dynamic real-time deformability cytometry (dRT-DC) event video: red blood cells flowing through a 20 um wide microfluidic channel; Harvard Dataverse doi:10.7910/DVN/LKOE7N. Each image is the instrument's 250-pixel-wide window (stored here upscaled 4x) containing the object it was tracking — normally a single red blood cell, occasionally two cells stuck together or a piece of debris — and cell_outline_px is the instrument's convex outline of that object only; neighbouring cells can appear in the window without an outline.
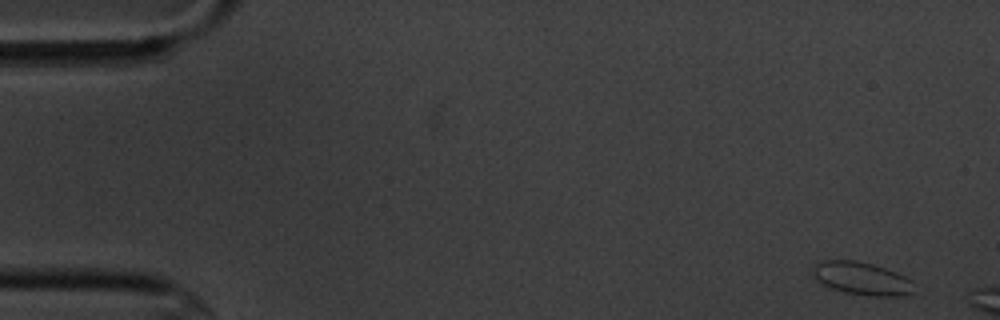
{"species": "common noctule bat (a hibernating species)", "species_latin": "Nyctalus noctula", "temperature_condition": "cold", "stored_images_in_passage": 5, "segment_of_instrument_passage": [2, 2], "camera_frame_rate_fps": 3000, "um_per_image_px": 0.085, "animal": {"sex": "male", "body_mass_g": 20.1, "forearm_length_mm": 53.5}, "frame": {"image": 1, "passage_image": 5, "time_ms": 4.667, "image_size_px": [1000, 320], "cell_outline_px": [[912, 292], [904, 296], [872, 296], [844, 292], [820, 284], [812, 276], [812, 264], [824, 260], [856, 260], [872, 264], [896, 272], [912, 280]], "centroid_in_image_um": [73.18, 23.66], "position_along_channel_um": 11.8, "area_um2": 19.54}}